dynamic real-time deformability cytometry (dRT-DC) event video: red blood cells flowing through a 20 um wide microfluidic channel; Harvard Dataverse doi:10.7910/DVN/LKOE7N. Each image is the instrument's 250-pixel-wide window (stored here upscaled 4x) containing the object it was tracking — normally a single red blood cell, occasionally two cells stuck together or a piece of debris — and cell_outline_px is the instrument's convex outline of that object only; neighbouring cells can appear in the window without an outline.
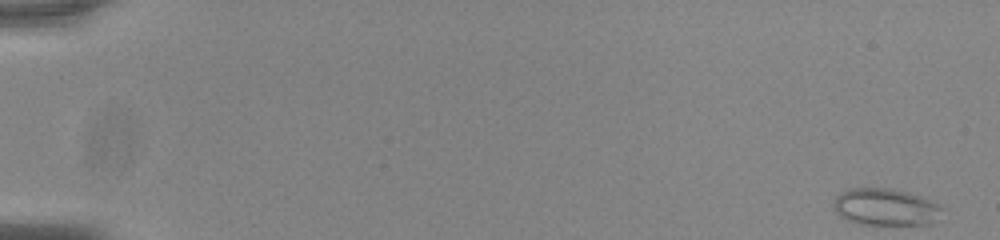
{"species": "common noctule bat (a hibernating species)", "species_latin": "Nyctalus noctula", "temperature_condition": "room temperature", "stored_images_in_passage": 56, "camera_frame_rate_fps": 3000, "um_per_image_px": 0.085, "animal": {"sex": "male", "body_mass_g": 20.0, "forearm_length_mm": 53.3}, "frame": {"image": 1, "passage_image": 1, "time_ms": 0.0, "image_size_px": [1000, 240], "cell_outline_px": [[944, 208], [940, 220], [932, 224], [860, 224], [848, 220], [840, 216], [836, 212], [832, 204], [836, 196], [840, 192], [852, 188], [892, 188], [908, 192], [920, 196]], "centroid_in_image_um": [75.29, 17.6], "position_along_channel_um": 9.7, "area_um2": 23.58}}
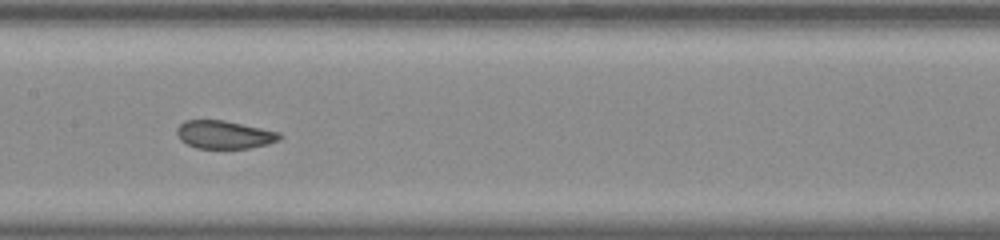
{"frame": {"image": 2, "passage_image": 29, "time_ms": 9.333, "image_size_px": [1000, 240], "cell_outline_px": [[284, 136], [280, 140], [268, 144], [248, 148], [196, 148], [180, 140], [176, 132], [176, 128], [184, 120], [224, 120], [280, 132]], "centroid_in_image_um": [19.08, 11.44], "position_along_channel_um": 188.3, "area_um2": 16.88}}
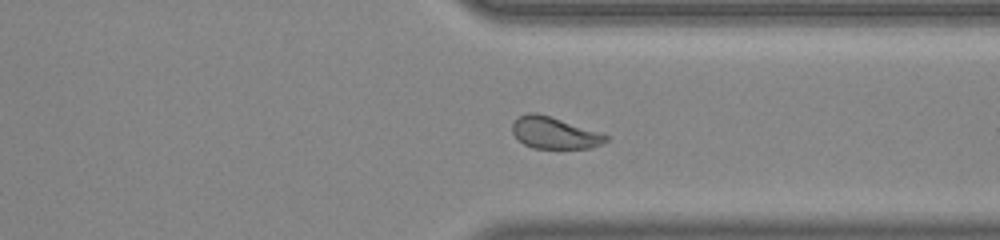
{"frame": {"image": 3, "passage_image": 43, "time_ms": 14.0, "image_size_px": [1000, 240], "cell_outline_px": [[608, 140], [592, 148], [532, 148], [524, 144], [512, 132], [512, 124], [520, 116], [528, 112], [536, 112], [608, 136]], "centroid_in_image_um": [47.07, 11.31], "position_along_channel_um": 364.3, "area_um2": 16.7}}